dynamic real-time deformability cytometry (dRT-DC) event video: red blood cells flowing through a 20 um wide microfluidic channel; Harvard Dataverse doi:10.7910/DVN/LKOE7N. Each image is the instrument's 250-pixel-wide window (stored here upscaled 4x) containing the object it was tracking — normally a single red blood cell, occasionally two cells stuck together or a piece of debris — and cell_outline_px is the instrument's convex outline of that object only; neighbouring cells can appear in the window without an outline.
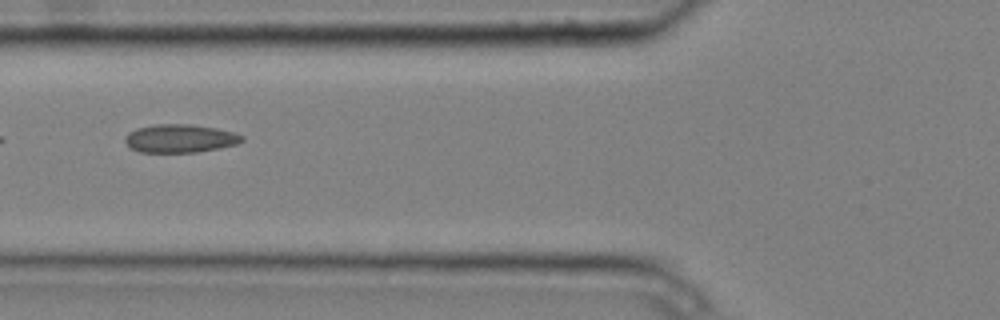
{"species": "common noctule bat (a hibernating species)", "species_latin": "Nyctalus noctula", "temperature_condition": "cold", "stored_images_in_passage": 7, "camera_frame_rate_fps": 3000, "um_per_image_px": 0.085, "animal": {"sex": "male", "body_mass_g": 20.4}, "frame": {"image": 1, "passage_image": 6, "time_ms": 1.667, "image_size_px": [1000, 320], "cell_outline_px": [[244, 140], [236, 144], [220, 148], [196, 152], [140, 152], [132, 148], [124, 140], [124, 136], [128, 132], [136, 128], [152, 124], [192, 124], [216, 128], [236, 132], [244, 136]], "centroid_in_image_um": [15.31, 11.75], "position_along_channel_um": 110.5, "area_um2": 19.42}}
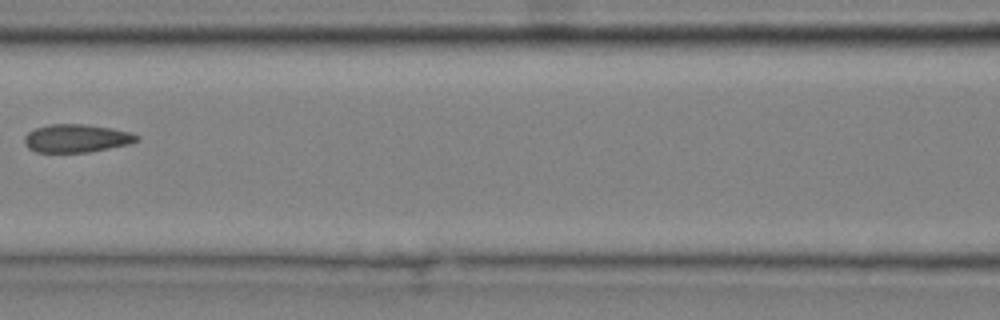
{"frame": {"image": 2, "passage_image": 7, "time_ms": 2.0, "image_size_px": [1000, 320], "cell_outline_px": [[140, 140], [128, 144], [88, 152], [36, 152], [28, 148], [24, 144], [24, 136], [28, 132], [36, 128], [48, 124], [84, 124], [112, 128], [132, 132], [140, 136]], "centroid_in_image_um": [6.5, 11.75], "position_along_channel_um": 160.1, "area_um2": 18.5}}